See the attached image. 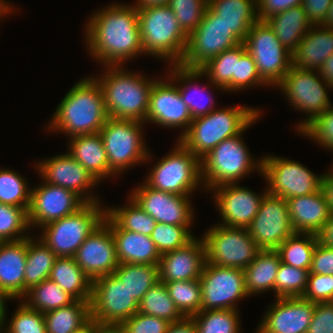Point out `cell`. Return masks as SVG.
Here are the masks:
<instances>
[{"label": "cell", "mask_w": 333, "mask_h": 333, "mask_svg": "<svg viewBox=\"0 0 333 333\" xmlns=\"http://www.w3.org/2000/svg\"><path fill=\"white\" fill-rule=\"evenodd\" d=\"M84 28L87 49L103 67L123 66L144 54L138 9L133 4L111 3L102 7L90 15Z\"/></svg>", "instance_id": "obj_1"}, {"label": "cell", "mask_w": 333, "mask_h": 333, "mask_svg": "<svg viewBox=\"0 0 333 333\" xmlns=\"http://www.w3.org/2000/svg\"><path fill=\"white\" fill-rule=\"evenodd\" d=\"M88 77L65 94L47 127L49 131L62 132L69 138L99 133L108 115L100 84L95 76Z\"/></svg>", "instance_id": "obj_2"}, {"label": "cell", "mask_w": 333, "mask_h": 333, "mask_svg": "<svg viewBox=\"0 0 333 333\" xmlns=\"http://www.w3.org/2000/svg\"><path fill=\"white\" fill-rule=\"evenodd\" d=\"M105 72L95 79L101 86L108 118L146 122L153 83L142 73L121 66H104ZM105 73V74H104Z\"/></svg>", "instance_id": "obj_3"}, {"label": "cell", "mask_w": 333, "mask_h": 333, "mask_svg": "<svg viewBox=\"0 0 333 333\" xmlns=\"http://www.w3.org/2000/svg\"><path fill=\"white\" fill-rule=\"evenodd\" d=\"M260 113L245 105L215 109L193 119L179 141L201 159L223 140L239 135Z\"/></svg>", "instance_id": "obj_4"}, {"label": "cell", "mask_w": 333, "mask_h": 333, "mask_svg": "<svg viewBox=\"0 0 333 333\" xmlns=\"http://www.w3.org/2000/svg\"><path fill=\"white\" fill-rule=\"evenodd\" d=\"M141 42L144 54L165 59L171 65L181 62L188 36L179 26L168 5L138 9Z\"/></svg>", "instance_id": "obj_5"}, {"label": "cell", "mask_w": 333, "mask_h": 333, "mask_svg": "<svg viewBox=\"0 0 333 333\" xmlns=\"http://www.w3.org/2000/svg\"><path fill=\"white\" fill-rule=\"evenodd\" d=\"M260 116L261 113L239 135L223 140L200 159L201 178L206 190L210 191L222 184L237 183L255 168L261 175L262 159L255 161L241 138L244 131L255 124Z\"/></svg>", "instance_id": "obj_6"}, {"label": "cell", "mask_w": 333, "mask_h": 333, "mask_svg": "<svg viewBox=\"0 0 333 333\" xmlns=\"http://www.w3.org/2000/svg\"><path fill=\"white\" fill-rule=\"evenodd\" d=\"M101 202L85 203L75 213L42 227L40 240L57 257H74L80 245L105 220L106 207Z\"/></svg>", "instance_id": "obj_7"}, {"label": "cell", "mask_w": 333, "mask_h": 333, "mask_svg": "<svg viewBox=\"0 0 333 333\" xmlns=\"http://www.w3.org/2000/svg\"><path fill=\"white\" fill-rule=\"evenodd\" d=\"M143 124L138 120L108 118L100 129L109 169L114 176L152 159L144 143Z\"/></svg>", "instance_id": "obj_8"}, {"label": "cell", "mask_w": 333, "mask_h": 333, "mask_svg": "<svg viewBox=\"0 0 333 333\" xmlns=\"http://www.w3.org/2000/svg\"><path fill=\"white\" fill-rule=\"evenodd\" d=\"M173 148L166 157L153 165L144 182L159 191L190 196L197 187L203 185L200 159L179 140Z\"/></svg>", "instance_id": "obj_9"}, {"label": "cell", "mask_w": 333, "mask_h": 333, "mask_svg": "<svg viewBox=\"0 0 333 333\" xmlns=\"http://www.w3.org/2000/svg\"><path fill=\"white\" fill-rule=\"evenodd\" d=\"M320 76L319 70L297 69L291 66L276 86L279 87L277 89L283 90L295 110L308 114L304 121L296 125L297 133L332 106L327 90L333 87Z\"/></svg>", "instance_id": "obj_10"}, {"label": "cell", "mask_w": 333, "mask_h": 333, "mask_svg": "<svg viewBox=\"0 0 333 333\" xmlns=\"http://www.w3.org/2000/svg\"><path fill=\"white\" fill-rule=\"evenodd\" d=\"M206 262L244 270L261 250L247 228L214 224L204 232Z\"/></svg>", "instance_id": "obj_11"}, {"label": "cell", "mask_w": 333, "mask_h": 333, "mask_svg": "<svg viewBox=\"0 0 333 333\" xmlns=\"http://www.w3.org/2000/svg\"><path fill=\"white\" fill-rule=\"evenodd\" d=\"M242 41L207 7L202 21L188 36L184 56L179 63L188 69H200L210 59L231 49Z\"/></svg>", "instance_id": "obj_12"}, {"label": "cell", "mask_w": 333, "mask_h": 333, "mask_svg": "<svg viewBox=\"0 0 333 333\" xmlns=\"http://www.w3.org/2000/svg\"><path fill=\"white\" fill-rule=\"evenodd\" d=\"M243 43L254 58L260 78L269 87H276L292 66V53L264 21L251 26Z\"/></svg>", "instance_id": "obj_13"}, {"label": "cell", "mask_w": 333, "mask_h": 333, "mask_svg": "<svg viewBox=\"0 0 333 333\" xmlns=\"http://www.w3.org/2000/svg\"><path fill=\"white\" fill-rule=\"evenodd\" d=\"M261 176L268 184L267 192L284 199L306 196L322 188L321 175H315L298 161L275 155L261 157Z\"/></svg>", "instance_id": "obj_14"}, {"label": "cell", "mask_w": 333, "mask_h": 333, "mask_svg": "<svg viewBox=\"0 0 333 333\" xmlns=\"http://www.w3.org/2000/svg\"><path fill=\"white\" fill-rule=\"evenodd\" d=\"M201 310L239 309L236 302L249 297L244 270L205 263L199 278Z\"/></svg>", "instance_id": "obj_15"}, {"label": "cell", "mask_w": 333, "mask_h": 333, "mask_svg": "<svg viewBox=\"0 0 333 333\" xmlns=\"http://www.w3.org/2000/svg\"><path fill=\"white\" fill-rule=\"evenodd\" d=\"M139 303L114 274L93 280L90 298L91 320L102 324H121L138 312Z\"/></svg>", "instance_id": "obj_16"}, {"label": "cell", "mask_w": 333, "mask_h": 333, "mask_svg": "<svg viewBox=\"0 0 333 333\" xmlns=\"http://www.w3.org/2000/svg\"><path fill=\"white\" fill-rule=\"evenodd\" d=\"M247 229L261 250H276L295 233L287 200L267 192Z\"/></svg>", "instance_id": "obj_17"}, {"label": "cell", "mask_w": 333, "mask_h": 333, "mask_svg": "<svg viewBox=\"0 0 333 333\" xmlns=\"http://www.w3.org/2000/svg\"><path fill=\"white\" fill-rule=\"evenodd\" d=\"M156 222L177 226H192L194 208L190 196L175 195L153 189L145 182L129 195Z\"/></svg>", "instance_id": "obj_18"}, {"label": "cell", "mask_w": 333, "mask_h": 333, "mask_svg": "<svg viewBox=\"0 0 333 333\" xmlns=\"http://www.w3.org/2000/svg\"><path fill=\"white\" fill-rule=\"evenodd\" d=\"M34 165L44 182L73 191L85 203L101 202L89 191L99 184L98 180L68 152L42 159Z\"/></svg>", "instance_id": "obj_19"}, {"label": "cell", "mask_w": 333, "mask_h": 333, "mask_svg": "<svg viewBox=\"0 0 333 333\" xmlns=\"http://www.w3.org/2000/svg\"><path fill=\"white\" fill-rule=\"evenodd\" d=\"M85 202L73 191L42 182L31 189L28 221L30 228H42L80 209Z\"/></svg>", "instance_id": "obj_20"}, {"label": "cell", "mask_w": 333, "mask_h": 333, "mask_svg": "<svg viewBox=\"0 0 333 333\" xmlns=\"http://www.w3.org/2000/svg\"><path fill=\"white\" fill-rule=\"evenodd\" d=\"M192 120L189 108L181 99L177 82L169 77L167 80H156L150 92L146 123L153 122L172 129L183 128L178 136L179 140L187 132Z\"/></svg>", "instance_id": "obj_21"}, {"label": "cell", "mask_w": 333, "mask_h": 333, "mask_svg": "<svg viewBox=\"0 0 333 333\" xmlns=\"http://www.w3.org/2000/svg\"><path fill=\"white\" fill-rule=\"evenodd\" d=\"M74 259L92 281L113 273L119 266L111 232V218L107 214L104 222L80 245Z\"/></svg>", "instance_id": "obj_22"}, {"label": "cell", "mask_w": 333, "mask_h": 333, "mask_svg": "<svg viewBox=\"0 0 333 333\" xmlns=\"http://www.w3.org/2000/svg\"><path fill=\"white\" fill-rule=\"evenodd\" d=\"M211 190L214 193V204L222 218V222L218 224L238 228L250 226L267 193V188L262 194H257L239 183L222 184Z\"/></svg>", "instance_id": "obj_23"}, {"label": "cell", "mask_w": 333, "mask_h": 333, "mask_svg": "<svg viewBox=\"0 0 333 333\" xmlns=\"http://www.w3.org/2000/svg\"><path fill=\"white\" fill-rule=\"evenodd\" d=\"M276 300L268 307L255 333H306L315 303L302 297Z\"/></svg>", "instance_id": "obj_24"}, {"label": "cell", "mask_w": 333, "mask_h": 333, "mask_svg": "<svg viewBox=\"0 0 333 333\" xmlns=\"http://www.w3.org/2000/svg\"><path fill=\"white\" fill-rule=\"evenodd\" d=\"M206 263V249L202 238L196 236L185 246L161 255L158 264L159 281L199 279Z\"/></svg>", "instance_id": "obj_25"}, {"label": "cell", "mask_w": 333, "mask_h": 333, "mask_svg": "<svg viewBox=\"0 0 333 333\" xmlns=\"http://www.w3.org/2000/svg\"><path fill=\"white\" fill-rule=\"evenodd\" d=\"M291 224L295 233L318 235L331 215L323 190L287 199Z\"/></svg>", "instance_id": "obj_26"}, {"label": "cell", "mask_w": 333, "mask_h": 333, "mask_svg": "<svg viewBox=\"0 0 333 333\" xmlns=\"http://www.w3.org/2000/svg\"><path fill=\"white\" fill-rule=\"evenodd\" d=\"M27 238L0 242V289L12 299L24 297Z\"/></svg>", "instance_id": "obj_27"}, {"label": "cell", "mask_w": 333, "mask_h": 333, "mask_svg": "<svg viewBox=\"0 0 333 333\" xmlns=\"http://www.w3.org/2000/svg\"><path fill=\"white\" fill-rule=\"evenodd\" d=\"M333 54V29L312 25L292 52V66L297 69L320 70Z\"/></svg>", "instance_id": "obj_28"}, {"label": "cell", "mask_w": 333, "mask_h": 333, "mask_svg": "<svg viewBox=\"0 0 333 333\" xmlns=\"http://www.w3.org/2000/svg\"><path fill=\"white\" fill-rule=\"evenodd\" d=\"M171 66V69L168 70L170 74L167 77L173 82L180 84L177 87L181 99L189 108L192 119L205 116L213 110L218 109L214 106L215 103L210 91H208L209 94L207 93V87L205 85L204 87L197 85V80L204 76V73L200 69H188L181 67L179 64ZM204 90H206V95Z\"/></svg>", "instance_id": "obj_29"}, {"label": "cell", "mask_w": 333, "mask_h": 333, "mask_svg": "<svg viewBox=\"0 0 333 333\" xmlns=\"http://www.w3.org/2000/svg\"><path fill=\"white\" fill-rule=\"evenodd\" d=\"M111 232L120 264H159L161 255L150 236L123 230L112 219Z\"/></svg>", "instance_id": "obj_30"}, {"label": "cell", "mask_w": 333, "mask_h": 333, "mask_svg": "<svg viewBox=\"0 0 333 333\" xmlns=\"http://www.w3.org/2000/svg\"><path fill=\"white\" fill-rule=\"evenodd\" d=\"M68 152L101 183L112 176L106 151L99 133L71 137Z\"/></svg>", "instance_id": "obj_31"}, {"label": "cell", "mask_w": 333, "mask_h": 333, "mask_svg": "<svg viewBox=\"0 0 333 333\" xmlns=\"http://www.w3.org/2000/svg\"><path fill=\"white\" fill-rule=\"evenodd\" d=\"M208 7L242 42L259 21L256 0H208Z\"/></svg>", "instance_id": "obj_32"}, {"label": "cell", "mask_w": 333, "mask_h": 333, "mask_svg": "<svg viewBox=\"0 0 333 333\" xmlns=\"http://www.w3.org/2000/svg\"><path fill=\"white\" fill-rule=\"evenodd\" d=\"M49 279L78 301H90L92 279L79 267L74 257H57Z\"/></svg>", "instance_id": "obj_33"}, {"label": "cell", "mask_w": 333, "mask_h": 333, "mask_svg": "<svg viewBox=\"0 0 333 333\" xmlns=\"http://www.w3.org/2000/svg\"><path fill=\"white\" fill-rule=\"evenodd\" d=\"M280 256L276 250H260L244 269L245 288L249 296L274 291Z\"/></svg>", "instance_id": "obj_34"}, {"label": "cell", "mask_w": 333, "mask_h": 333, "mask_svg": "<svg viewBox=\"0 0 333 333\" xmlns=\"http://www.w3.org/2000/svg\"><path fill=\"white\" fill-rule=\"evenodd\" d=\"M265 22L274 31L282 45L291 53L298 47L312 26L301 5L269 17Z\"/></svg>", "instance_id": "obj_35"}, {"label": "cell", "mask_w": 333, "mask_h": 333, "mask_svg": "<svg viewBox=\"0 0 333 333\" xmlns=\"http://www.w3.org/2000/svg\"><path fill=\"white\" fill-rule=\"evenodd\" d=\"M246 51V46L242 42L231 49L224 50L203 65L200 70L208 76L209 85L226 93L236 91V59H240Z\"/></svg>", "instance_id": "obj_36"}, {"label": "cell", "mask_w": 333, "mask_h": 333, "mask_svg": "<svg viewBox=\"0 0 333 333\" xmlns=\"http://www.w3.org/2000/svg\"><path fill=\"white\" fill-rule=\"evenodd\" d=\"M46 333H78L91 321L90 301L75 300L70 305L43 314Z\"/></svg>", "instance_id": "obj_37"}, {"label": "cell", "mask_w": 333, "mask_h": 333, "mask_svg": "<svg viewBox=\"0 0 333 333\" xmlns=\"http://www.w3.org/2000/svg\"><path fill=\"white\" fill-rule=\"evenodd\" d=\"M32 236L27 237L24 296L31 287L49 279L51 268L57 258V255L44 242Z\"/></svg>", "instance_id": "obj_38"}, {"label": "cell", "mask_w": 333, "mask_h": 333, "mask_svg": "<svg viewBox=\"0 0 333 333\" xmlns=\"http://www.w3.org/2000/svg\"><path fill=\"white\" fill-rule=\"evenodd\" d=\"M139 303L144 294L159 282V267L151 264H119L113 272Z\"/></svg>", "instance_id": "obj_39"}, {"label": "cell", "mask_w": 333, "mask_h": 333, "mask_svg": "<svg viewBox=\"0 0 333 333\" xmlns=\"http://www.w3.org/2000/svg\"><path fill=\"white\" fill-rule=\"evenodd\" d=\"M319 242L318 235L294 233L277 249L281 262L310 271L314 249Z\"/></svg>", "instance_id": "obj_40"}, {"label": "cell", "mask_w": 333, "mask_h": 333, "mask_svg": "<svg viewBox=\"0 0 333 333\" xmlns=\"http://www.w3.org/2000/svg\"><path fill=\"white\" fill-rule=\"evenodd\" d=\"M29 308L46 313L70 305L75 299L50 279L31 287L21 299Z\"/></svg>", "instance_id": "obj_41"}, {"label": "cell", "mask_w": 333, "mask_h": 333, "mask_svg": "<svg viewBox=\"0 0 333 333\" xmlns=\"http://www.w3.org/2000/svg\"><path fill=\"white\" fill-rule=\"evenodd\" d=\"M138 312L166 319L170 323H176L185 318L171 299L165 283L161 281L144 294L139 302Z\"/></svg>", "instance_id": "obj_42"}, {"label": "cell", "mask_w": 333, "mask_h": 333, "mask_svg": "<svg viewBox=\"0 0 333 333\" xmlns=\"http://www.w3.org/2000/svg\"><path fill=\"white\" fill-rule=\"evenodd\" d=\"M128 203L124 207H107L106 214L121 229L150 236L157 222L141 209L131 197H129Z\"/></svg>", "instance_id": "obj_43"}, {"label": "cell", "mask_w": 333, "mask_h": 333, "mask_svg": "<svg viewBox=\"0 0 333 333\" xmlns=\"http://www.w3.org/2000/svg\"><path fill=\"white\" fill-rule=\"evenodd\" d=\"M197 333H240V315L237 309L201 310L190 317Z\"/></svg>", "instance_id": "obj_44"}, {"label": "cell", "mask_w": 333, "mask_h": 333, "mask_svg": "<svg viewBox=\"0 0 333 333\" xmlns=\"http://www.w3.org/2000/svg\"><path fill=\"white\" fill-rule=\"evenodd\" d=\"M177 309L185 318L201 311L200 280L164 282Z\"/></svg>", "instance_id": "obj_45"}, {"label": "cell", "mask_w": 333, "mask_h": 333, "mask_svg": "<svg viewBox=\"0 0 333 333\" xmlns=\"http://www.w3.org/2000/svg\"><path fill=\"white\" fill-rule=\"evenodd\" d=\"M23 176L14 170L0 168V203L29 208L31 188Z\"/></svg>", "instance_id": "obj_46"}, {"label": "cell", "mask_w": 333, "mask_h": 333, "mask_svg": "<svg viewBox=\"0 0 333 333\" xmlns=\"http://www.w3.org/2000/svg\"><path fill=\"white\" fill-rule=\"evenodd\" d=\"M28 208L0 203V242L17 241L30 237Z\"/></svg>", "instance_id": "obj_47"}, {"label": "cell", "mask_w": 333, "mask_h": 333, "mask_svg": "<svg viewBox=\"0 0 333 333\" xmlns=\"http://www.w3.org/2000/svg\"><path fill=\"white\" fill-rule=\"evenodd\" d=\"M308 276V270L281 262L275 278V297H302L307 286Z\"/></svg>", "instance_id": "obj_48"}, {"label": "cell", "mask_w": 333, "mask_h": 333, "mask_svg": "<svg viewBox=\"0 0 333 333\" xmlns=\"http://www.w3.org/2000/svg\"><path fill=\"white\" fill-rule=\"evenodd\" d=\"M190 227L191 226L168 225L157 222L150 237L157 251L162 255L189 243L195 237L190 232Z\"/></svg>", "instance_id": "obj_49"}, {"label": "cell", "mask_w": 333, "mask_h": 333, "mask_svg": "<svg viewBox=\"0 0 333 333\" xmlns=\"http://www.w3.org/2000/svg\"><path fill=\"white\" fill-rule=\"evenodd\" d=\"M168 6L174 12L181 29L189 36L202 21L208 0H170Z\"/></svg>", "instance_id": "obj_50"}, {"label": "cell", "mask_w": 333, "mask_h": 333, "mask_svg": "<svg viewBox=\"0 0 333 333\" xmlns=\"http://www.w3.org/2000/svg\"><path fill=\"white\" fill-rule=\"evenodd\" d=\"M20 301L21 304H18L8 324L4 326L5 330L8 333H46L43 313Z\"/></svg>", "instance_id": "obj_51"}, {"label": "cell", "mask_w": 333, "mask_h": 333, "mask_svg": "<svg viewBox=\"0 0 333 333\" xmlns=\"http://www.w3.org/2000/svg\"><path fill=\"white\" fill-rule=\"evenodd\" d=\"M300 134L333 151V106L319 114Z\"/></svg>", "instance_id": "obj_52"}, {"label": "cell", "mask_w": 333, "mask_h": 333, "mask_svg": "<svg viewBox=\"0 0 333 333\" xmlns=\"http://www.w3.org/2000/svg\"><path fill=\"white\" fill-rule=\"evenodd\" d=\"M302 298L313 303L333 302V275L309 272Z\"/></svg>", "instance_id": "obj_53"}, {"label": "cell", "mask_w": 333, "mask_h": 333, "mask_svg": "<svg viewBox=\"0 0 333 333\" xmlns=\"http://www.w3.org/2000/svg\"><path fill=\"white\" fill-rule=\"evenodd\" d=\"M170 322L166 319L135 313L121 323L126 333H166Z\"/></svg>", "instance_id": "obj_54"}, {"label": "cell", "mask_w": 333, "mask_h": 333, "mask_svg": "<svg viewBox=\"0 0 333 333\" xmlns=\"http://www.w3.org/2000/svg\"><path fill=\"white\" fill-rule=\"evenodd\" d=\"M268 86L259 76L254 58L246 51L236 59V91L248 87Z\"/></svg>", "instance_id": "obj_55"}, {"label": "cell", "mask_w": 333, "mask_h": 333, "mask_svg": "<svg viewBox=\"0 0 333 333\" xmlns=\"http://www.w3.org/2000/svg\"><path fill=\"white\" fill-rule=\"evenodd\" d=\"M306 333H333V302L315 303Z\"/></svg>", "instance_id": "obj_56"}, {"label": "cell", "mask_w": 333, "mask_h": 333, "mask_svg": "<svg viewBox=\"0 0 333 333\" xmlns=\"http://www.w3.org/2000/svg\"><path fill=\"white\" fill-rule=\"evenodd\" d=\"M310 273L333 275V247L318 242L312 256Z\"/></svg>", "instance_id": "obj_57"}, {"label": "cell", "mask_w": 333, "mask_h": 333, "mask_svg": "<svg viewBox=\"0 0 333 333\" xmlns=\"http://www.w3.org/2000/svg\"><path fill=\"white\" fill-rule=\"evenodd\" d=\"M259 21H266L269 17L302 4V0H256Z\"/></svg>", "instance_id": "obj_58"}, {"label": "cell", "mask_w": 333, "mask_h": 333, "mask_svg": "<svg viewBox=\"0 0 333 333\" xmlns=\"http://www.w3.org/2000/svg\"><path fill=\"white\" fill-rule=\"evenodd\" d=\"M332 0H302L307 20L311 25H321L326 18Z\"/></svg>", "instance_id": "obj_59"}, {"label": "cell", "mask_w": 333, "mask_h": 333, "mask_svg": "<svg viewBox=\"0 0 333 333\" xmlns=\"http://www.w3.org/2000/svg\"><path fill=\"white\" fill-rule=\"evenodd\" d=\"M331 169V170H330ZM322 177V190L327 199L331 213H333V168H330Z\"/></svg>", "instance_id": "obj_60"}, {"label": "cell", "mask_w": 333, "mask_h": 333, "mask_svg": "<svg viewBox=\"0 0 333 333\" xmlns=\"http://www.w3.org/2000/svg\"><path fill=\"white\" fill-rule=\"evenodd\" d=\"M166 333H197L195 324L191 318L171 323Z\"/></svg>", "instance_id": "obj_61"}, {"label": "cell", "mask_w": 333, "mask_h": 333, "mask_svg": "<svg viewBox=\"0 0 333 333\" xmlns=\"http://www.w3.org/2000/svg\"><path fill=\"white\" fill-rule=\"evenodd\" d=\"M318 238L323 245L333 247V213H331L330 218L318 234Z\"/></svg>", "instance_id": "obj_62"}, {"label": "cell", "mask_w": 333, "mask_h": 333, "mask_svg": "<svg viewBox=\"0 0 333 333\" xmlns=\"http://www.w3.org/2000/svg\"><path fill=\"white\" fill-rule=\"evenodd\" d=\"M93 333H126L121 324H102L93 321Z\"/></svg>", "instance_id": "obj_63"}, {"label": "cell", "mask_w": 333, "mask_h": 333, "mask_svg": "<svg viewBox=\"0 0 333 333\" xmlns=\"http://www.w3.org/2000/svg\"><path fill=\"white\" fill-rule=\"evenodd\" d=\"M319 72L321 77L333 87V54L325 61Z\"/></svg>", "instance_id": "obj_64"}, {"label": "cell", "mask_w": 333, "mask_h": 333, "mask_svg": "<svg viewBox=\"0 0 333 333\" xmlns=\"http://www.w3.org/2000/svg\"><path fill=\"white\" fill-rule=\"evenodd\" d=\"M13 300L7 293H5L4 291H2L0 289V329H3L5 324H6V320H7V315H6V307L5 305H7V300Z\"/></svg>", "instance_id": "obj_65"}, {"label": "cell", "mask_w": 333, "mask_h": 333, "mask_svg": "<svg viewBox=\"0 0 333 333\" xmlns=\"http://www.w3.org/2000/svg\"><path fill=\"white\" fill-rule=\"evenodd\" d=\"M169 2L170 0H136L134 6L137 9H144L152 6H166Z\"/></svg>", "instance_id": "obj_66"}, {"label": "cell", "mask_w": 333, "mask_h": 333, "mask_svg": "<svg viewBox=\"0 0 333 333\" xmlns=\"http://www.w3.org/2000/svg\"><path fill=\"white\" fill-rule=\"evenodd\" d=\"M321 26L326 28V29H333V0H332V3H331V5L328 9L326 18L322 22Z\"/></svg>", "instance_id": "obj_67"}, {"label": "cell", "mask_w": 333, "mask_h": 333, "mask_svg": "<svg viewBox=\"0 0 333 333\" xmlns=\"http://www.w3.org/2000/svg\"><path fill=\"white\" fill-rule=\"evenodd\" d=\"M11 5L12 4L8 3L7 1L5 2V0H0V18H2L4 15L6 17L10 12L14 11L15 7Z\"/></svg>", "instance_id": "obj_68"}, {"label": "cell", "mask_w": 333, "mask_h": 333, "mask_svg": "<svg viewBox=\"0 0 333 333\" xmlns=\"http://www.w3.org/2000/svg\"><path fill=\"white\" fill-rule=\"evenodd\" d=\"M78 333H93V321L91 320L89 325Z\"/></svg>", "instance_id": "obj_69"}, {"label": "cell", "mask_w": 333, "mask_h": 333, "mask_svg": "<svg viewBox=\"0 0 333 333\" xmlns=\"http://www.w3.org/2000/svg\"><path fill=\"white\" fill-rule=\"evenodd\" d=\"M0 333H8L4 328L0 329Z\"/></svg>", "instance_id": "obj_70"}]
</instances>
